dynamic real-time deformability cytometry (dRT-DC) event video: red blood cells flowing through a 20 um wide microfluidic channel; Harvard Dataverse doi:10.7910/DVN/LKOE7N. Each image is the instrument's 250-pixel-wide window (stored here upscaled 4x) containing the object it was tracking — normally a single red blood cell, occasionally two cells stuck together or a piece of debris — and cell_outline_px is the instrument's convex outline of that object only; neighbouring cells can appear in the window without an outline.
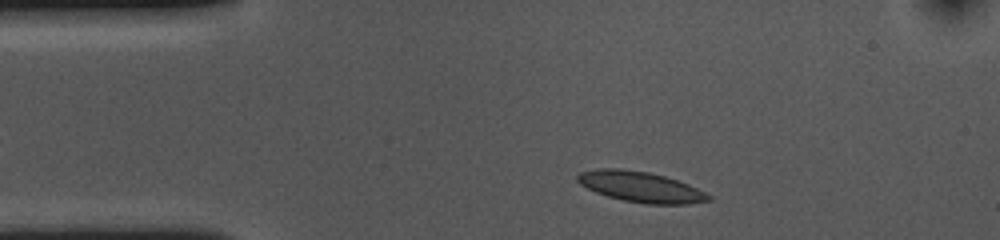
{"species": "common noctule bat (a hibernating species)", "species_latin": "Nyctalus noctula", "temperature_condition": "cold", "stored_images_in_passage": 38, "camera_frame_rate_fps": 3000, "um_per_image_px": 0.085, "animal": {"sex": "female", "body_mass_g": 10.0, "forearm_length_mm": 53.1}, "frame": {"image": 1, "passage_image": 3, "time_ms": 0.667, "image_size_px": [1000, 240], "cell_outline_px": [[712, 200], [688, 204], [648, 204], [624, 200], [608, 196], [596, 192], [580, 184], [576, 180], [576, 176], [580, 172], [596, 168], [620, 168], [648, 172], [664, 176], [688, 184], [712, 196]], "centroid_in_image_um": [54.44, 15.88], "position_along_channel_um": 30.6, "area_um2": 23.24}}
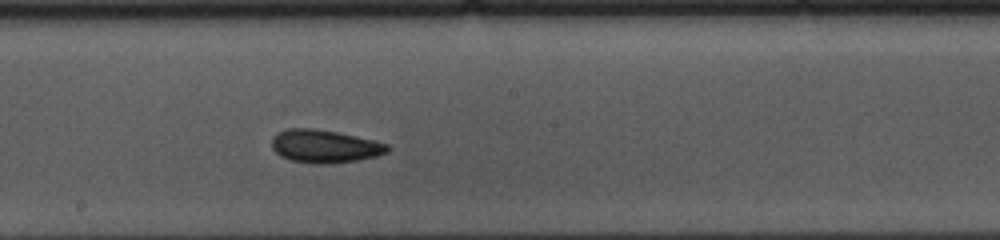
{"frame": {"image": 2, "passage_image": 22, "time_ms": 7.0, "image_size_px": [1000, 240], "cell_outline_px": [[388, 152], [376, 156], [356, 160], [328, 164], [316, 164], [292, 160], [280, 156], [272, 148], [272, 136], [276, 132], [288, 128], [316, 128], [336, 132], [372, 140], [388, 144]], "centroid_in_image_um": [27.54, 12.42], "position_along_channel_um": 220.7, "area_um2": 22.14}}
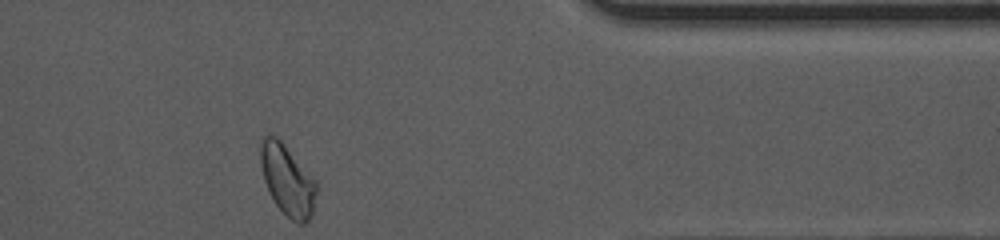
{"frame": {"image": 3, "passage_image": 38, "time_ms": 12.333, "image_size_px": [1000, 240], "cell_outline_px": [[316, 192], [312, 212], [308, 220], [304, 224], [296, 224], [276, 204], [264, 180], [260, 164], [260, 136], [276, 136], [284, 144], [316, 180]], "centroid_in_image_um": [24.42, 15.28], "position_along_channel_um": 387.0, "area_um2": 22.72}, "authors_computed_cell_mechanics": {"area_um2": 22.0218, "velocity_mm_per_s": 3.5734, "shape_relaxation_time_tau1_ms": 3.0744, "shape_relaxation_time_tau2_ms": 2.0894, "deformation_change_tau1": 0.0858, "deformation_change_tau2": 0.0599}}